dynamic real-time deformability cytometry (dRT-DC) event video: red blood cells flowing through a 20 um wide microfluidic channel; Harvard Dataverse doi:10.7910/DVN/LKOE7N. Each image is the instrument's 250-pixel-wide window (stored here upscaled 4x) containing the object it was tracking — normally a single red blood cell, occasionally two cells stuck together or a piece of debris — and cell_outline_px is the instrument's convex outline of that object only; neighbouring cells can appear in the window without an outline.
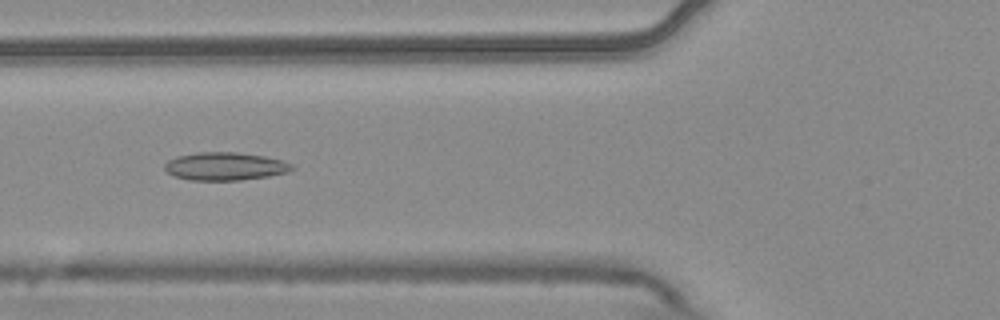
{"species": "common noctule bat (a hibernating species)", "species_latin": "Nyctalus noctula", "temperature_condition": "warm", "stored_images_in_passage": 8, "camera_frame_rate_fps": 3000, "um_per_image_px": 0.085, "animal": {"sex": "male", "body_mass_g": 20.4}, "frame": {"image": 1, "passage_image": 4, "time_ms": 1.0, "image_size_px": [1000, 320], "cell_outline_px": [[296, 168], [288, 172], [268, 176], [240, 180], [188, 180], [172, 176], [164, 168], [164, 164], [168, 160], [176, 156], [200, 152], [236, 152], [264, 156], [284, 160], [292, 164]], "centroid_in_image_um": [19.13, 14.14], "position_along_channel_um": 106.7, "area_um2": 20.92}}
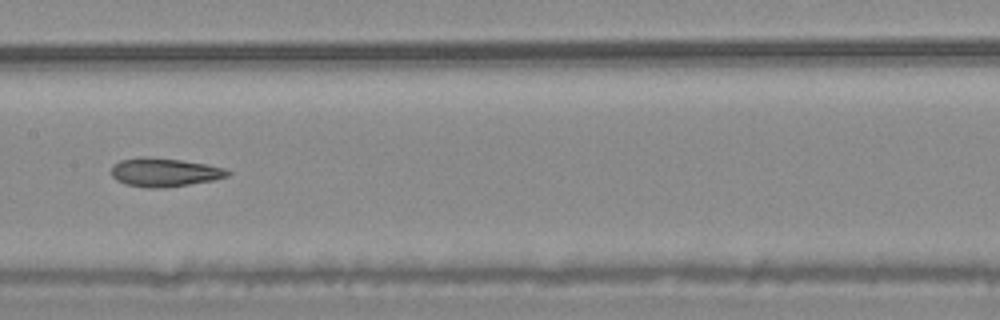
{"frame": {"image": 2, "passage_image": 6, "time_ms": 1.667, "image_size_px": [1000, 320], "cell_outline_px": [[232, 172], [228, 176], [212, 180], [164, 188], [148, 188], [124, 184], [116, 180], [112, 176], [112, 164], [120, 160], [140, 156], [148, 156], [180, 160], [204, 164], [224, 168]], "centroid_in_image_um": [13.92, 14.64], "position_along_channel_um": 193.5, "area_um2": 19.42}}
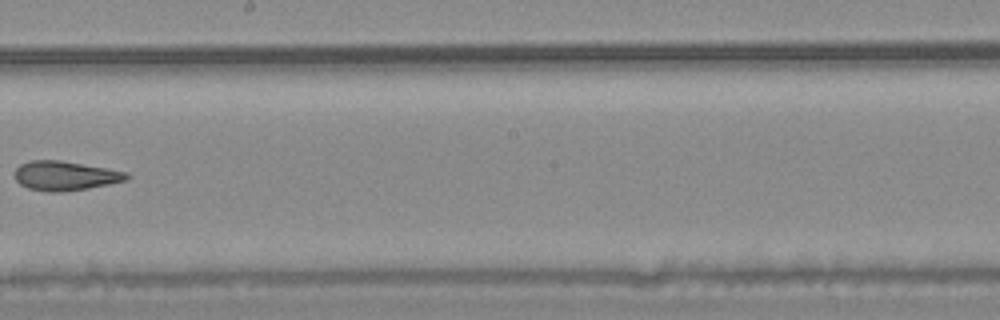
{"frame": {"image": 3, "passage_image": 7, "time_ms": 2.0, "image_size_px": [1000, 320], "cell_outline_px": [[132, 176], [128, 180], [88, 188], [64, 192], [48, 192], [28, 188], [20, 184], [16, 180], [16, 168], [20, 164], [32, 160], [60, 160], [128, 172]], "centroid_in_image_um": [5.57, 14.94], "position_along_channel_um": 242.6, "area_um2": 19.13}}